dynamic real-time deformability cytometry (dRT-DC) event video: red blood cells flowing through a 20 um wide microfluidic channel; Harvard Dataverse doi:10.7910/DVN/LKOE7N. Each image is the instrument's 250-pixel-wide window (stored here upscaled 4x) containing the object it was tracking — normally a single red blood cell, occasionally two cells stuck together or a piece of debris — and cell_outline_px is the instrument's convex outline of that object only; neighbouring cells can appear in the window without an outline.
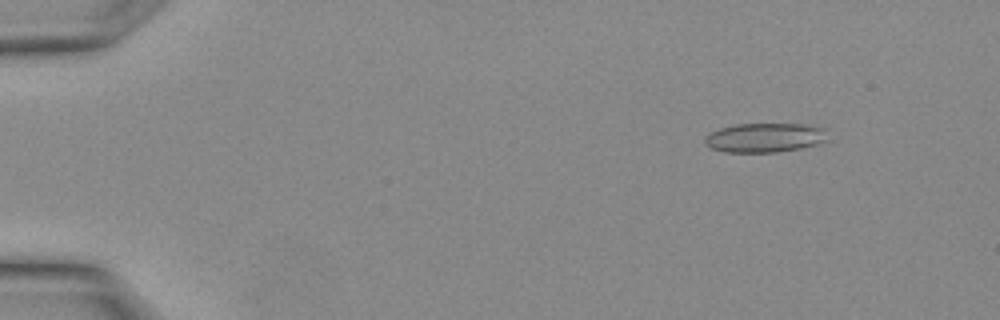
{"species": "Egyptian fruit bat (a non-hibernating species)", "species_latin": "Rousettus aegyptiacus", "temperature_condition": "warm", "stored_images_in_passage": 31, "camera_frame_rate_fps": 3000, "um_per_image_px": 0.085, "animal": {"sex": "female"}, "frame": {"image": 1, "passage_image": 4, "time_ms": 1.0, "image_size_px": [1000, 320], "cell_outline_px": [[828, 140], [820, 144], [800, 148], [776, 152], [724, 152], [712, 148], [704, 144], [704, 136], [720, 128], [736, 124], [808, 124], [828, 128]], "centroid_in_image_um": [65.08, 11.69], "position_along_channel_um": 19.9, "area_um2": 21.33}}
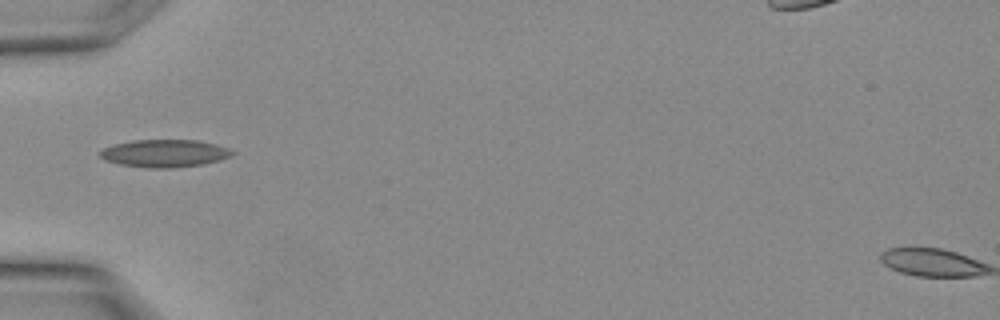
{"frame": {"image": 2, "passage_image": 11, "time_ms": 3.333, "image_size_px": [1000, 320], "cell_outline_px": [[236, 152], [232, 156], [204, 164], [168, 168], [152, 168], [120, 164], [104, 160], [100, 156], [100, 152], [104, 148], [112, 144], [132, 140], [196, 140], [216, 144], [228, 148]], "centroid_in_image_um": [13.99, 13.02], "position_along_channel_um": 71.0, "area_um2": 21.21}}
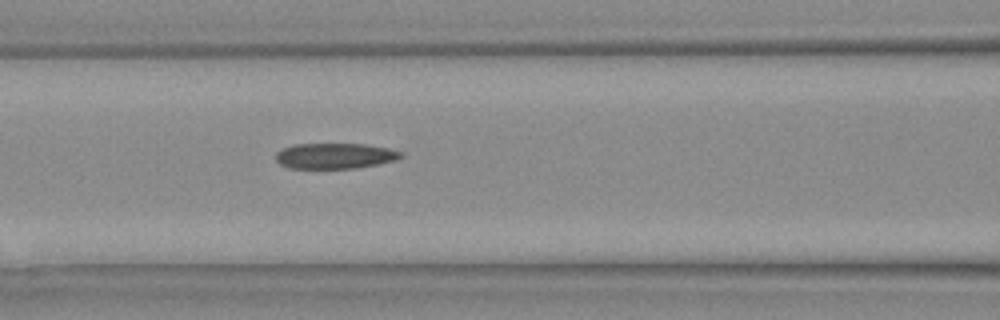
{"frame": {"image": 3, "passage_image": 14, "time_ms": 4.333, "image_size_px": [1000, 320], "cell_outline_px": [[404, 156], [392, 160], [376, 164], [352, 168], [288, 168], [280, 164], [276, 160], [276, 152], [280, 148], [292, 144], [364, 144], [388, 148], [400, 152]], "centroid_in_image_um": [28.38, 13.24], "position_along_channel_um": 138.2, "area_um2": 18.5}}